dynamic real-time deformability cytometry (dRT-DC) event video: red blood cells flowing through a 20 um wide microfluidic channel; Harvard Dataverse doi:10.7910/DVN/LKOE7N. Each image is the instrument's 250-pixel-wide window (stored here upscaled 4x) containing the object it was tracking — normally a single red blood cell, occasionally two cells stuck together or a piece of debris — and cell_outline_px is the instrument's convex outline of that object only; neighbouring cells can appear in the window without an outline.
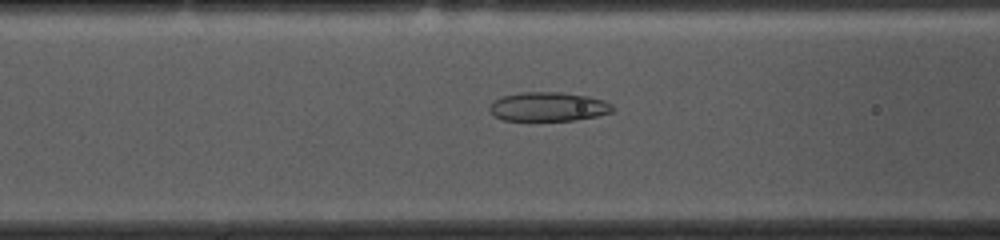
{"species": "common noctule bat (a hibernating species)", "species_latin": "Nyctalus noctula", "temperature_condition": "cold", "stored_images_in_passage": 44, "camera_frame_rate_fps": 3000, "um_per_image_px": 0.085, "animal": {"sex": "female", "body_mass_g": 10.0, "forearm_length_mm": 53.1}, "frame": {"image": 1, "passage_image": 10, "time_ms": 3.0, "image_size_px": [1000, 240], "cell_outline_px": [[616, 108], [612, 112], [596, 116], [572, 120], [504, 120], [496, 116], [488, 108], [496, 100], [504, 96], [520, 92], [560, 92], [588, 96], [604, 100], [612, 104]], "centroid_in_image_um": [46.66, 9.06], "position_along_channel_um": 119.9, "area_um2": 20.63}}
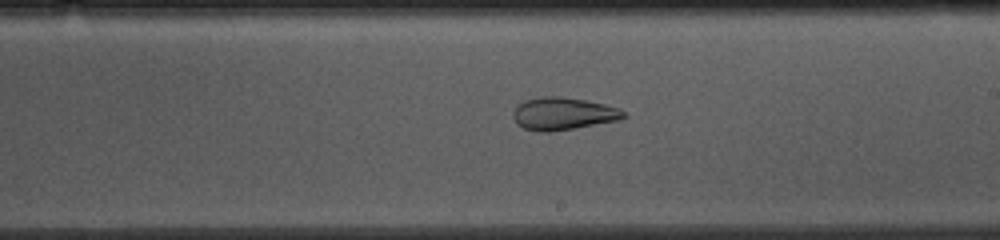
{"frame": {"image": 2, "passage_image": 20, "time_ms": 6.333, "image_size_px": [1000, 240], "cell_outline_px": [[628, 116], [620, 120], [552, 132], [540, 132], [524, 128], [516, 124], [512, 116], [512, 112], [516, 104], [524, 100], [540, 96], [560, 96], [584, 100], [604, 104], [620, 108]], "centroid_in_image_um": [47.83, 9.66], "position_along_channel_um": 241.2, "area_um2": 21.27}}
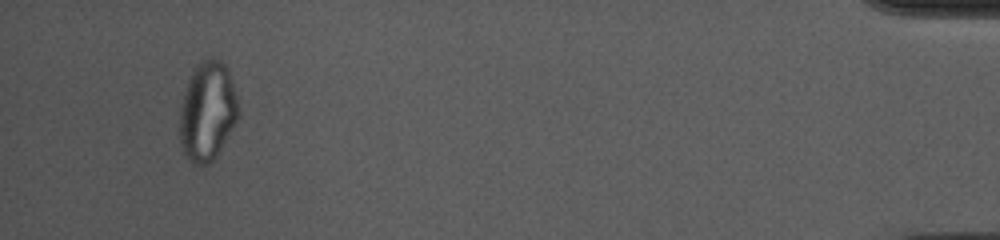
{"frame": {"image": 3, "passage_image": 41, "time_ms": 13.333, "image_size_px": [1000, 240], "cell_outline_px": [[240, 112], [236, 120], [216, 156], [208, 164], [192, 164], [188, 160], [184, 152], [180, 140], [180, 104], [188, 80], [196, 64], [200, 60], [212, 56], [220, 60], [228, 68], [240, 108]], "centroid_in_image_um": [17.63, 9.41], "position_along_channel_um": 417.6, "area_um2": 33.93}, "authors_computed_cell_mechanics": {"area_um2": 24.9985, "velocity_mm_per_s": 3.6304, "shape_relaxation_time_tau1_ms": null, "shape_relaxation_time_tau2_ms": 2.1329, "deformation_change_tau1": null, "deformation_change_tau2": 0.087}}